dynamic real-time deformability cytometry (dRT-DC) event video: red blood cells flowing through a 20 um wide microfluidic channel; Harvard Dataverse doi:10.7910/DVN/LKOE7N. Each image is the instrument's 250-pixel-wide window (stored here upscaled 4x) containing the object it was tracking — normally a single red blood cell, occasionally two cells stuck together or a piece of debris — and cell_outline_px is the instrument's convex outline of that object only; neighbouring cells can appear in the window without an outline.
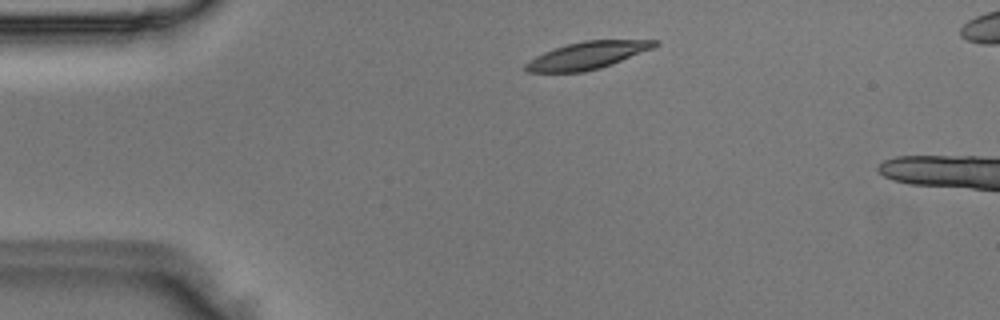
{"species": "Egyptian fruit bat (a non-hibernating species)", "species_latin": "Rousettus aegyptiacus", "temperature_condition": "room temperature", "stored_images_in_passage": 5, "camera_frame_rate_fps": 3000, "um_per_image_px": 0.085, "animal": {"sex": "male"}, "frame": {"image": 1, "passage_image": 2, "time_ms": 0.333, "image_size_px": [1000, 320], "cell_outline_px": [[660, 44], [652, 48], [612, 64], [600, 68], [584, 72], [524, 72], [524, 64], [528, 60], [544, 52], [568, 44], [584, 40], [656, 40]], "centroid_in_image_um": [49.88, 4.72], "position_along_channel_um": 35.1, "area_um2": 20.4}}